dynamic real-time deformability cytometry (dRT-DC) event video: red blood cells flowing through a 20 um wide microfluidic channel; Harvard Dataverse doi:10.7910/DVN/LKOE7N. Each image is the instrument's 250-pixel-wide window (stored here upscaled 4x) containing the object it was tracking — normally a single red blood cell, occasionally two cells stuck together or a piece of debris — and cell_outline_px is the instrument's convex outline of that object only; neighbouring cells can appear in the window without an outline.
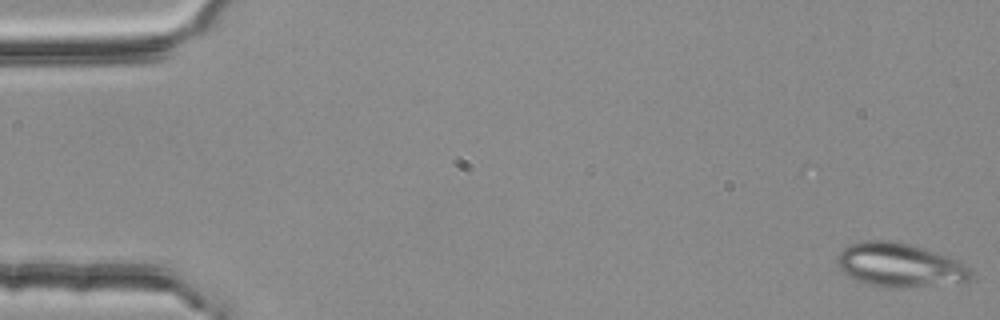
{"species": "common noctule bat (a hibernating species)", "species_latin": "Nyctalus noctula", "temperature_condition": "room temperature", "stored_images_in_passage": 3, "camera_frame_rate_fps": 3000, "um_per_image_px": 0.085, "animal": {"sex": "female", "body_mass_g": 25.1}, "frame": {"image": 1, "passage_image": 1, "time_ms": 0.0, "image_size_px": [1000, 320], "cell_outline_px": [[972, 276], [968, 280], [960, 284], [904, 288], [888, 288], [868, 284], [848, 276], [836, 264], [836, 256], [848, 244], [860, 240], [892, 240], [908, 244], [936, 252], [956, 260], [968, 268], [972, 272]], "centroid_in_image_um": [76.46, 22.55], "position_along_channel_um": 8.5, "area_um2": 34.56}}